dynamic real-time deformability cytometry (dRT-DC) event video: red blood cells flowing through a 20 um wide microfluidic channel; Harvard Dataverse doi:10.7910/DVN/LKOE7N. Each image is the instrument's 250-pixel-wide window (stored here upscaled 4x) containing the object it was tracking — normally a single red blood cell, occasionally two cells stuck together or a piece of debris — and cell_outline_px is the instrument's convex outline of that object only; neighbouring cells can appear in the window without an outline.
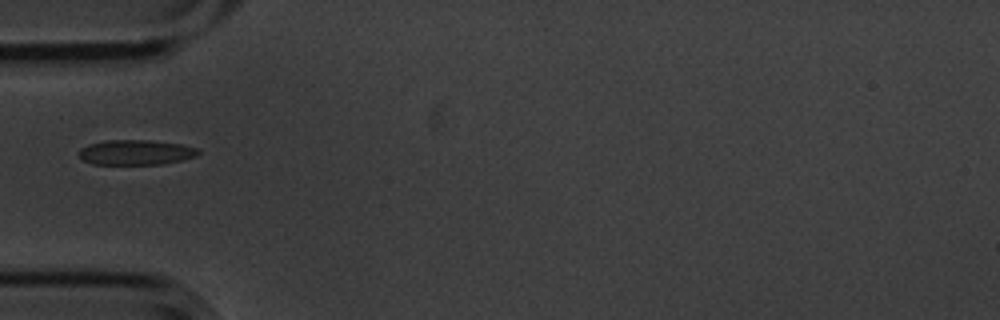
{"species": "common noctule bat (a hibernating species)", "species_latin": "Nyctalus noctula", "temperature_condition": "cold", "stored_images_in_passage": 11, "camera_frame_rate_fps": 3000, "um_per_image_px": 0.085, "animal": {"sex": "male", "body_mass_g": 20.1, "forearm_length_mm": 53.5}, "frame": {"image": 1, "passage_image": 1, "time_ms": 0.0, "image_size_px": [1000, 320], "cell_outline_px": [[200, 152], [196, 156], [164, 164], [92, 164], [84, 160], [80, 156], [80, 148], [88, 144], [104, 140], [152, 140], [180, 144], [200, 148]], "centroid_in_image_um": [11.56, 12.94], "position_along_channel_um": 73.4, "area_um2": 17.46}}
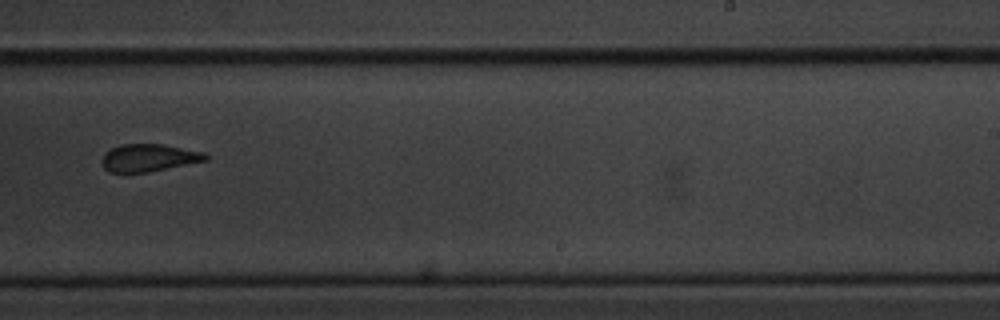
{"frame": {"image": 2, "passage_image": 6, "time_ms": 1.667, "image_size_px": [1000, 320], "cell_outline_px": [[208, 160], [148, 172], [112, 172], [104, 168], [100, 160], [104, 152], [120, 144], [164, 144], [204, 152], [208, 156]], "centroid_in_image_um": [12.63, 13.4], "position_along_channel_um": 276.4, "area_um2": 16.65}}
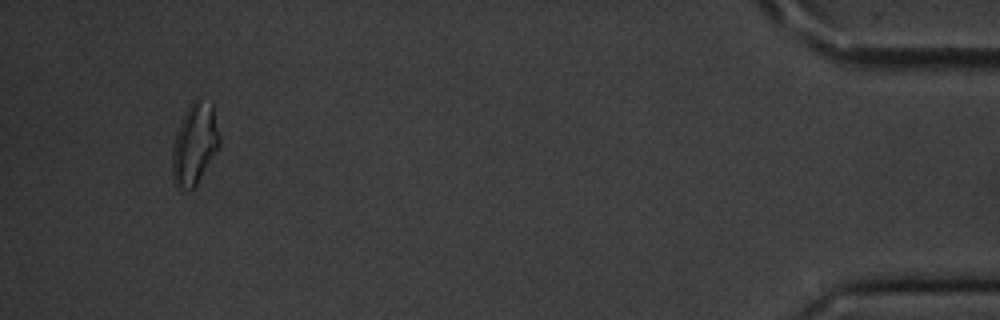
{"frame": {"image": 3, "passage_image": 10, "time_ms": 3.0, "image_size_px": [1000, 320], "cell_outline_px": [[220, 144], [196, 184], [192, 188], [176, 188], [172, 176], [172, 148], [176, 132], [184, 112], [192, 100], [196, 96], [200, 96], [212, 104], [220, 136]], "centroid_in_image_um": [16.53, 12.16], "position_along_channel_um": 418.7, "area_um2": 22.37}}